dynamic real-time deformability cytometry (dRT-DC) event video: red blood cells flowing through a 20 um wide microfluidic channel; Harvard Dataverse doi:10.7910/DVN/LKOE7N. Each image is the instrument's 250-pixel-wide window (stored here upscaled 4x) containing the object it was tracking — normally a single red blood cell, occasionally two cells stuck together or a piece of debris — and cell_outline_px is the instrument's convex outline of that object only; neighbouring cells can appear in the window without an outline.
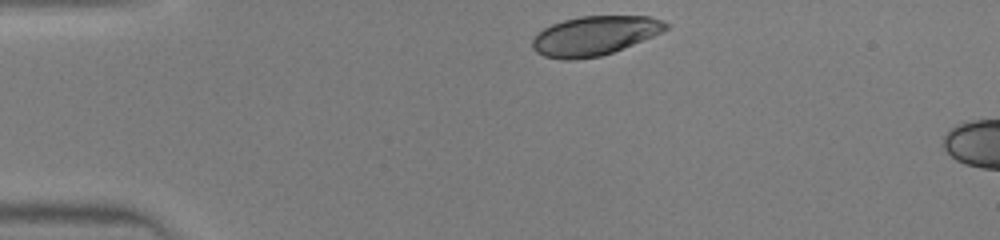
{"species": "human", "species_latin": "Homo sapiens", "temperature_condition": "warm", "stored_images_in_passage": 29, "camera_frame_rate_fps": 3000, "um_per_image_px": 0.085, "donor": {"sex": "male"}, "frame": {"image": 1, "passage_image": 1, "time_ms": 0.0, "image_size_px": [1000, 240], "cell_outline_px": [[668, 28], [652, 36], [612, 52], [600, 56], [572, 60], [560, 60], [544, 56], [536, 52], [532, 48], [532, 40], [544, 28], [552, 24], [564, 20], [580, 16], [648, 16], [664, 20], [668, 24]], "centroid_in_image_um": [50.51, 3.04], "position_along_channel_um": 34.5, "area_um2": 30.29}}
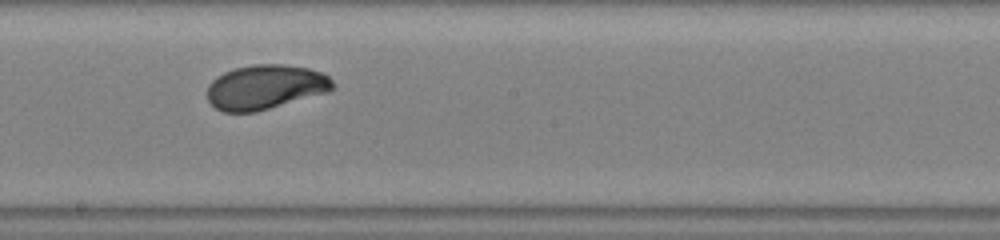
{"frame": {"image": 2, "passage_image": 17, "time_ms": 5.333, "image_size_px": [1000, 240], "cell_outline_px": [[336, 88], [328, 92], [256, 112], [224, 112], [216, 108], [208, 100], [208, 84], [216, 76], [224, 72], [236, 68], [256, 64], [284, 64], [308, 68], [320, 72], [328, 76], [336, 84]], "centroid_in_image_um": [22.57, 7.4], "position_along_channel_um": 225.6, "area_um2": 32.66}}
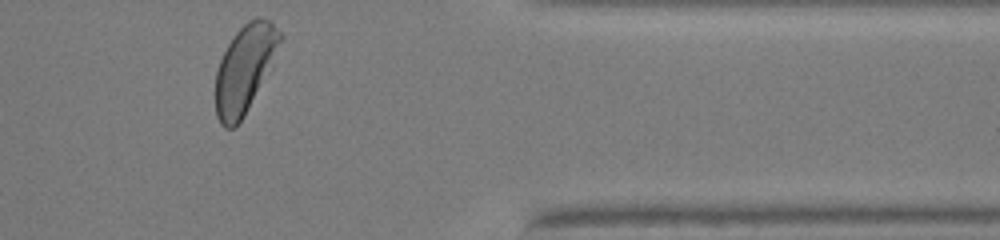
{"frame": {"image": 3, "passage_image": 29, "time_ms": 9.333, "image_size_px": [1000, 240], "cell_outline_px": [[280, 40], [272, 68], [244, 116], [232, 128], [224, 128], [220, 124], [216, 116], [216, 72], [220, 60], [228, 44], [236, 32], [248, 20], [256, 16], [260, 16], [268, 20], [280, 32]], "centroid_in_image_um": [20.8, 5.86], "position_along_channel_um": 390.6, "area_um2": 32.66}}